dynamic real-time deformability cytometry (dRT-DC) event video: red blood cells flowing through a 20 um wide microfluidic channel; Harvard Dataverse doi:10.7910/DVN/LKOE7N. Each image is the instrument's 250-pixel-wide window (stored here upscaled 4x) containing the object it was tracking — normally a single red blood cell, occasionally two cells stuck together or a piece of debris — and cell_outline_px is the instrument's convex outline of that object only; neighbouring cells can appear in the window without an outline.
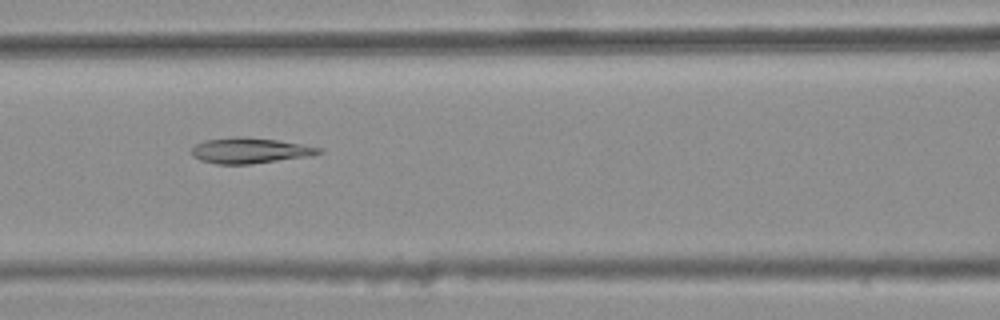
{"species": "common noctule bat (a hibernating species)", "species_latin": "Nyctalus noctula", "temperature_condition": "warm", "stored_images_in_passage": 8, "camera_frame_rate_fps": 3000, "um_per_image_px": 0.085, "animal": {"sex": "female", "body_mass_g": 25.1}, "frame": {"image": 1, "passage_image": 4, "time_ms": 1.0, "image_size_px": [1000, 320], "cell_outline_px": [[324, 152], [312, 156], [248, 164], [216, 164], [200, 160], [192, 156], [192, 148], [196, 144], [208, 140], [236, 136], [244, 136], [276, 140], [300, 144], [320, 148]], "centroid_in_image_um": [21.24, 12.8], "position_along_channel_um": 145.4, "area_um2": 18.84}}
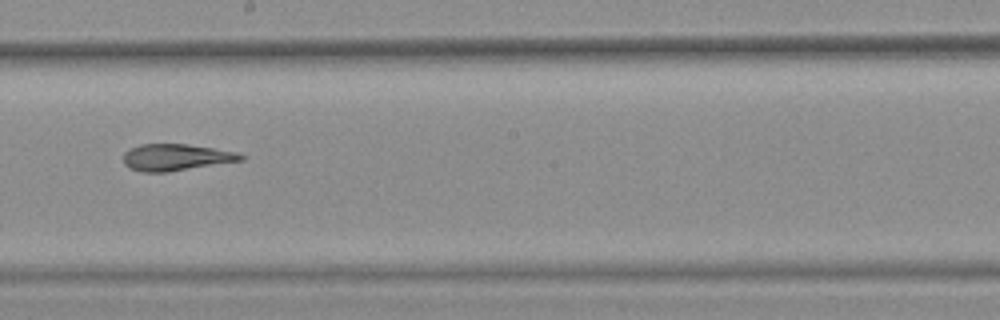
{"frame": {"image": 2, "passage_image": 6, "time_ms": 1.667, "image_size_px": [1000, 320], "cell_outline_px": [[244, 160], [168, 172], [140, 172], [128, 168], [124, 164], [124, 152], [128, 148], [140, 144], [188, 144], [236, 152], [244, 156]], "centroid_in_image_um": [14.9, 13.37], "position_along_channel_um": 233.3, "area_um2": 18.32}}
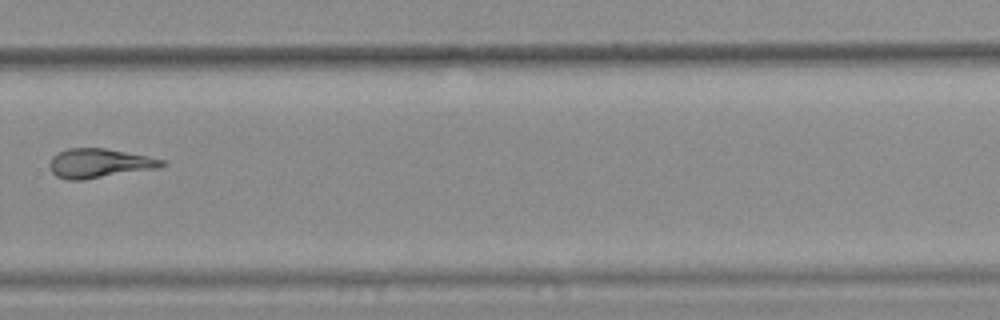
{"frame": {"image": 3, "passage_image": 8, "time_ms": 2.333, "image_size_px": [1000, 320], "cell_outline_px": [[168, 164], [160, 168], [84, 180], [68, 180], [56, 176], [52, 172], [48, 164], [52, 156], [68, 148], [104, 148], [148, 156], [164, 160]], "centroid_in_image_um": [8.46, 13.89], "position_along_channel_um": 321.3, "area_um2": 19.31}}